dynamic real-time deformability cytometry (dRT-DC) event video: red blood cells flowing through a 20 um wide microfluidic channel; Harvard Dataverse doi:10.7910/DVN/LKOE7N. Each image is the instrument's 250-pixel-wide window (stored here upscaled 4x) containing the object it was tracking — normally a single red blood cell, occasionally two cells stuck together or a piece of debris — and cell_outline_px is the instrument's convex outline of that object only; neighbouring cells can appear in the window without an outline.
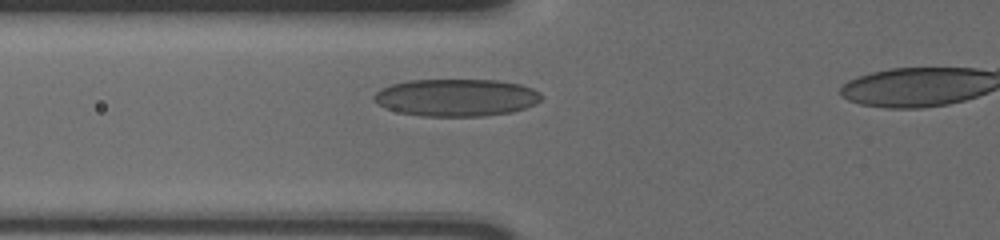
{"species": "human", "species_latin": "Homo sapiens", "temperature_condition": "cold", "stored_images_in_passage": 38, "camera_frame_rate_fps": 3000, "um_per_image_px": 0.085, "donor": {"sex": "male"}, "frame": {"image": 1, "passage_image": 8, "time_ms": 2.333, "image_size_px": [1000, 240], "cell_outline_px": [[540, 100], [536, 104], [512, 112], [484, 116], [420, 116], [400, 112], [384, 108], [372, 100], [372, 96], [380, 88], [392, 84], [408, 80], [500, 80], [520, 84], [532, 88], [540, 92]], "centroid_in_image_um": [38.76, 8.29], "position_along_channel_um": 87.0, "area_um2": 36.65}}
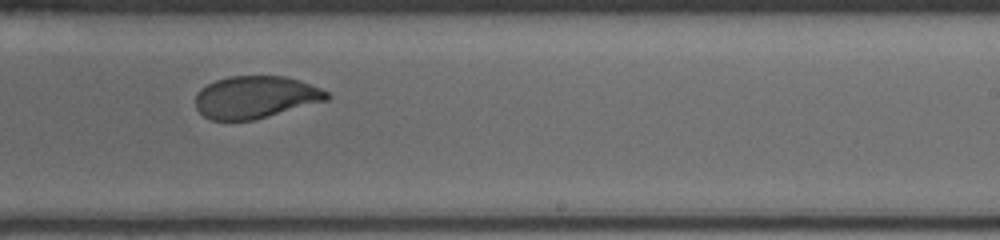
{"frame": {"image": 2, "passage_image": 23, "time_ms": 7.333, "image_size_px": [1000, 240], "cell_outline_px": [[332, 96], [328, 100], [252, 120], [212, 120], [204, 116], [196, 108], [196, 96], [200, 88], [216, 80], [228, 76], [288, 76], [320, 88], [328, 92]], "centroid_in_image_um": [21.72, 8.25], "position_along_channel_um": 267.3, "area_um2": 32.25}}
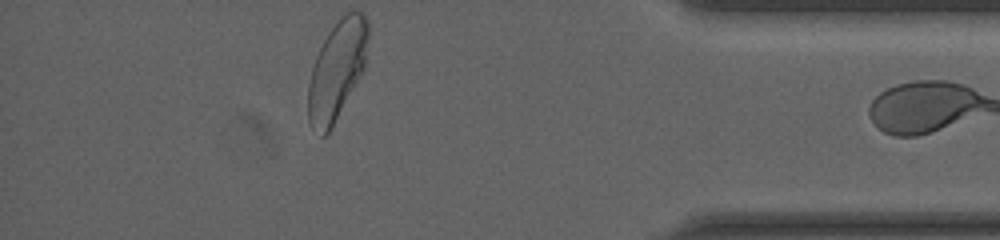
{"frame": {"image": 3, "passage_image": 37, "time_ms": 12.0, "image_size_px": [1000, 240], "cell_outline_px": [[368, 40], [364, 68], [328, 132], [324, 136], [320, 136], [308, 120], [308, 84], [312, 68], [316, 56], [328, 32], [340, 16], [348, 12], [364, 12], [368, 20]], "centroid_in_image_um": [28.64, 5.9], "position_along_channel_um": 406.6, "area_um2": 33.93}}